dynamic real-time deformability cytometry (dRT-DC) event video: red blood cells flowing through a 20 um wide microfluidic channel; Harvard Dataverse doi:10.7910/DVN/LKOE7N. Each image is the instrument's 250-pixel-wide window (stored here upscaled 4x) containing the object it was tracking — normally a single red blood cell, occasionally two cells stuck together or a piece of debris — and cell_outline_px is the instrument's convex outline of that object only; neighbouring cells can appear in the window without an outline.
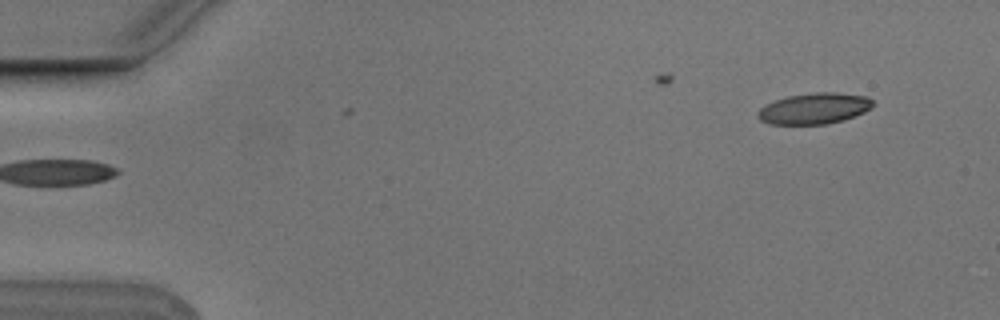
{"species": "Egyptian fruit bat (a non-hibernating species)", "species_latin": "Rousettus aegyptiacus", "temperature_condition": "cold", "stored_images_in_passage": 2, "camera_frame_rate_fps": 3000, "um_per_image_px": 0.085, "animal": {"sex": "male"}, "frame": {"image": 1, "passage_image": 2, "time_ms": 0.333, "image_size_px": [1000, 320], "cell_outline_px": [[872, 108], [864, 112], [844, 120], [824, 124], [772, 124], [760, 120], [756, 116], [756, 112], [760, 108], [776, 100], [788, 96], [816, 92], [836, 92], [864, 96], [872, 100]], "centroid_in_image_um": [69.2, 9.22], "position_along_channel_um": 15.8, "area_um2": 20.63}}